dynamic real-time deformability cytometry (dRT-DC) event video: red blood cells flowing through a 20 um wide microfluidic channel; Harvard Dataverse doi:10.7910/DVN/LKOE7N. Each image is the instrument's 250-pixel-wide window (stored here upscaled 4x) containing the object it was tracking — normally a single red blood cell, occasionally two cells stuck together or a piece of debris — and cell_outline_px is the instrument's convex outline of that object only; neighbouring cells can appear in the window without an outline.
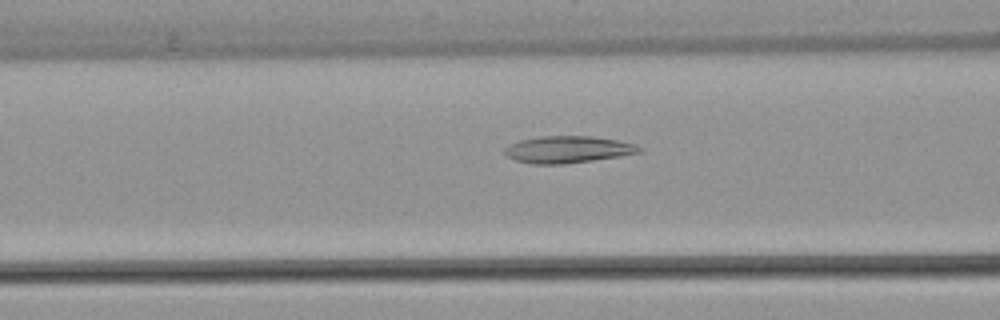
{"species": "common noctule bat (a hibernating species)", "species_latin": "Nyctalus noctula", "temperature_condition": "warm", "stored_images_in_passage": 53, "camera_frame_rate_fps": 3000, "um_per_image_px": 0.085, "animal": {"sex": "female", "body_mass_g": 22.7, "forearm_length_mm": 54.2}, "frame": {"image": 1, "passage_image": 21, "time_ms": 6.667, "image_size_px": [1000, 320], "cell_outline_px": [[644, 152], [620, 156], [564, 164], [532, 164], [516, 160], [508, 156], [504, 152], [504, 148], [508, 144], [520, 140], [544, 136], [592, 136], [616, 140], [636, 144], [644, 148]], "centroid_in_image_um": [48.3, 12.7], "position_along_channel_um": 118.3, "area_um2": 21.15}}
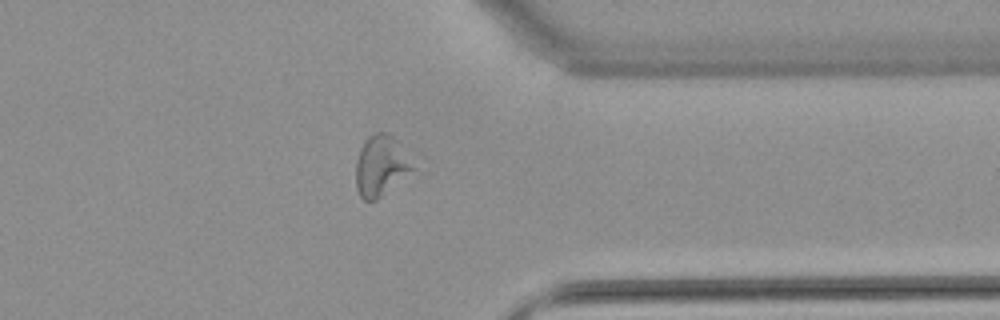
{"frame": {"image": 2, "passage_image": 42, "time_ms": 13.667, "image_size_px": [1000, 320], "cell_outline_px": [[416, 168], [376, 200], [364, 200], [360, 196], [356, 188], [356, 160], [360, 148], [368, 136], [376, 132], [384, 132], [392, 136]], "centroid_in_image_um": [32.33, 14.1], "position_along_channel_um": 379.1, "area_um2": 19.65}}
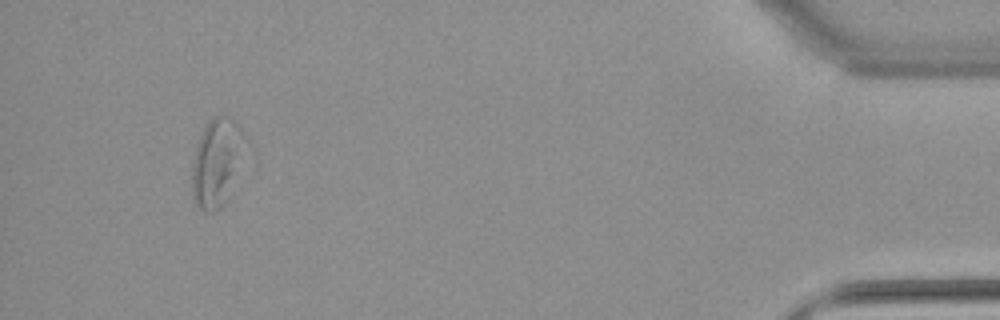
{"frame": {"image": 3, "passage_image": 50, "time_ms": 16.333, "image_size_px": [1000, 320], "cell_outline_px": [[256, 160], [224, 200], [212, 212], [204, 212], [196, 204], [192, 196], [192, 164], [196, 148], [200, 136], [208, 120], [216, 116], [228, 116], [236, 120], [240, 124], [252, 140], [256, 152]], "centroid_in_image_um": [18.72, 13.72], "position_along_channel_um": 416.5, "area_um2": 30.63}, "authors_computed_cell_mechanics": {"area_um2": 21.7906, "velocity_mm_per_s": 3.8232, "shape_relaxation_time_tau1_ms": null, "shape_relaxation_time_tau2_ms": 3.4478, "deformation_change_tau1": null, "deformation_change_tau2": 0.1286}}